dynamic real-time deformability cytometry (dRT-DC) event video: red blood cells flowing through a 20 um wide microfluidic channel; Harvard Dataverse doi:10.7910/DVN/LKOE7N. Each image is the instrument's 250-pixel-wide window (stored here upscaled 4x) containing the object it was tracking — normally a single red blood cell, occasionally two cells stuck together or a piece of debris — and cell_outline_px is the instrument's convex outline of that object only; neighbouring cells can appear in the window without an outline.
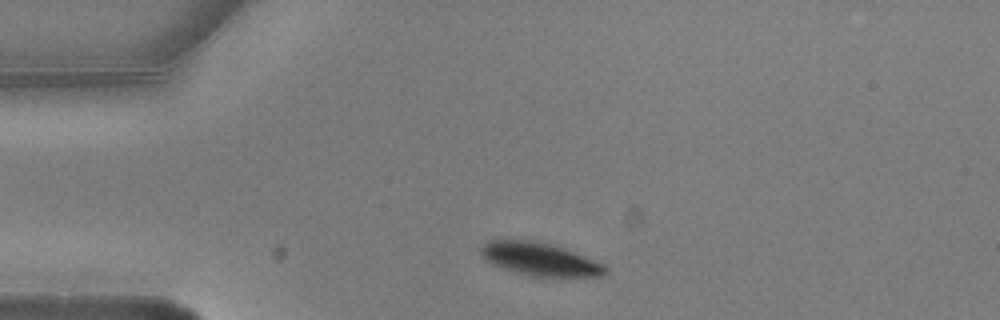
{"species": "common noctule bat (a hibernating species)", "species_latin": "Nyctalus noctula", "temperature_condition": "warm", "stored_images_in_passage": 2, "camera_frame_rate_fps": 3000, "um_per_image_px": 0.085, "animal": {"sex": "male", "body_mass_g": 20.5, "forearm_length_mm": 52.5}, "frame": {"image": 1, "passage_image": 1, "time_ms": 0.0, "image_size_px": [1000, 320], "cell_outline_px": [[608, 272], [604, 276], [560, 280], [556, 280], [532, 276], [516, 272], [492, 264], [484, 260], [480, 256], [480, 248], [488, 240], [532, 240], [564, 248], [604, 264], [608, 268]], "centroid_in_image_um": [45.96, 22.1], "position_along_channel_um": 39.0, "area_um2": 24.85}}